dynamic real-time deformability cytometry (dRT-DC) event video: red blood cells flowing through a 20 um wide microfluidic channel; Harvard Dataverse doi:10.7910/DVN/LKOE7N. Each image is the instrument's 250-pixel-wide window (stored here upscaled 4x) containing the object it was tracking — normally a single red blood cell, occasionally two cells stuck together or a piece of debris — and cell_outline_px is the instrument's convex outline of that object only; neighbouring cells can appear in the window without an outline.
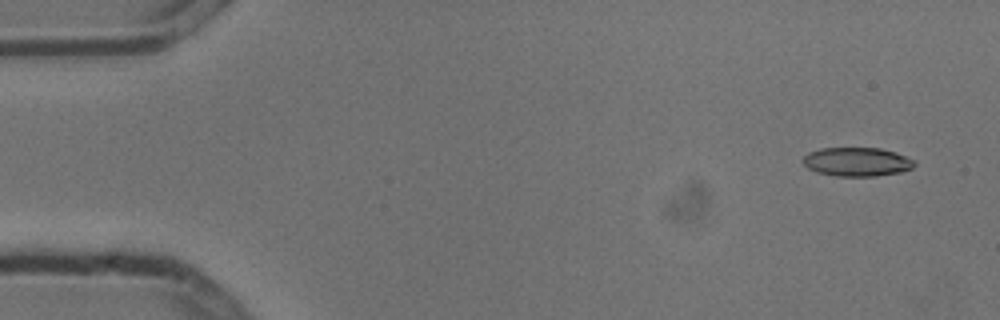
{"species": "common noctule bat (a hibernating species)", "species_latin": "Nyctalus noctula", "temperature_condition": "cold", "stored_images_in_passage": 5, "camera_frame_rate_fps": 3000, "um_per_image_px": 0.085, "animal": {"sex": "male", "body_mass_g": 13.3}, "frame": {"image": 1, "passage_image": 1, "time_ms": 0.0, "image_size_px": [1000, 320], "cell_outline_px": [[916, 164], [912, 168], [900, 172], [876, 176], [836, 176], [816, 172], [808, 168], [800, 160], [808, 152], [820, 148], [880, 148], [896, 152], [916, 160]], "centroid_in_image_um": [72.84, 13.75], "position_along_channel_um": 12.2, "area_um2": 18.96}}
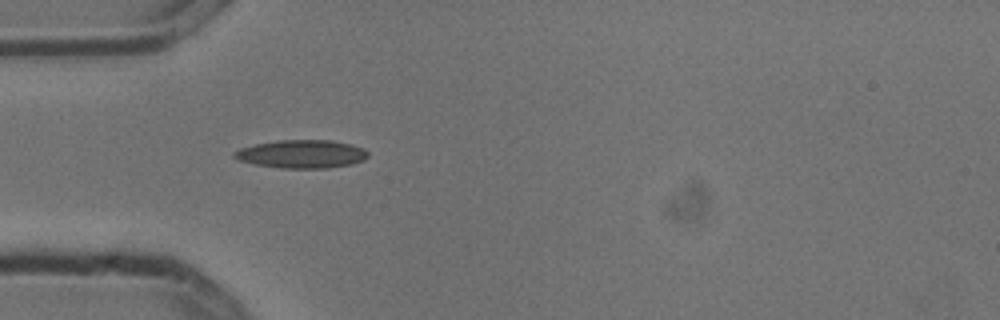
{"frame": {"image": 2, "passage_image": 5, "time_ms": 1.333, "image_size_px": [1000, 320], "cell_outline_px": [[368, 156], [364, 160], [352, 164], [328, 168], [280, 168], [252, 164], [240, 160], [232, 156], [232, 152], [240, 148], [256, 144], [276, 140], [332, 140], [352, 144], [364, 148], [368, 152]], "centroid_in_image_um": [25.65, 13.09], "position_along_channel_um": 59.4, "area_um2": 22.2}}